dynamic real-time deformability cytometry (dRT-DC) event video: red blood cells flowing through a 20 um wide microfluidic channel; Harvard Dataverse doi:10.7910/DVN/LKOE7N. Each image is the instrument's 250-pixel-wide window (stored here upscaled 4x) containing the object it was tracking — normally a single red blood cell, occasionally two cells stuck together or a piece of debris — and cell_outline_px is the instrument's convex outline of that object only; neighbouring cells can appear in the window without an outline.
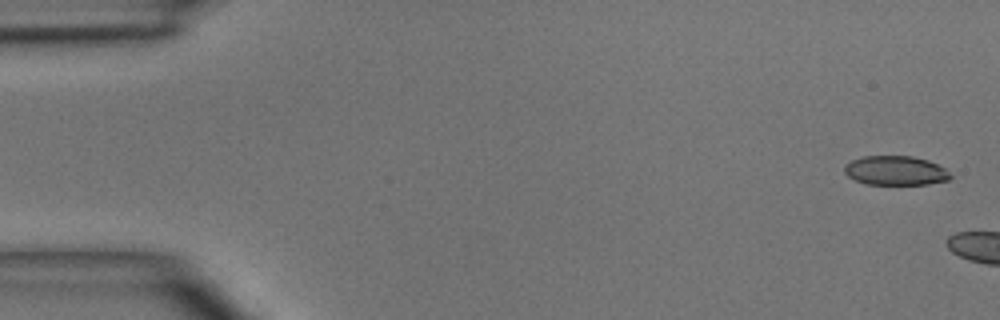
{"species": "common noctule bat (a hibernating species)", "species_latin": "Nyctalus noctula", "temperature_condition": "room temperature", "stored_images_in_passage": 2, "camera_frame_rate_fps": 3000, "um_per_image_px": 0.085, "animal": {"sex": "male", "body_mass_g": 15.6}, "frame": {"image": 1, "passage_image": 1, "time_ms": 0.0, "image_size_px": [1000, 320], "cell_outline_px": [[952, 176], [948, 180], [928, 184], [864, 184], [848, 176], [844, 172], [844, 164], [852, 160], [864, 156], [912, 156], [928, 160], [944, 168]], "centroid_in_image_um": [76.1, 14.5], "position_along_channel_um": 8.9, "area_um2": 18.03}}